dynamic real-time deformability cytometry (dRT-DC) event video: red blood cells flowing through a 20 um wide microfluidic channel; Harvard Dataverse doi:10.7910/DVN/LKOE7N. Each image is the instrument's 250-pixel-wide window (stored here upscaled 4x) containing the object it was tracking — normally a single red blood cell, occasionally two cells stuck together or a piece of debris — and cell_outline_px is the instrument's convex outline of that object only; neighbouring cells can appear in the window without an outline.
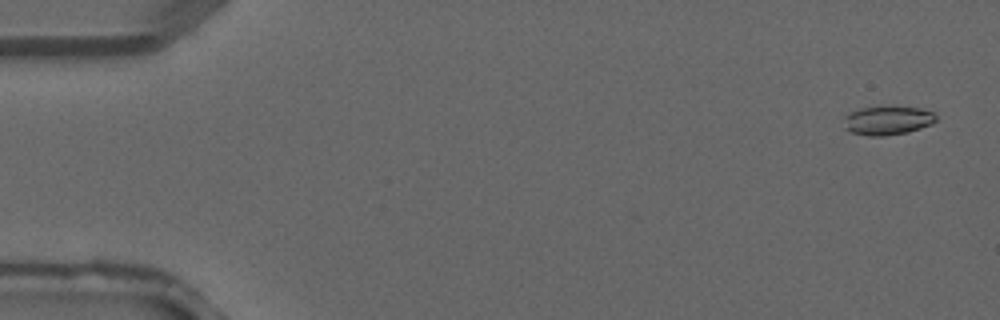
{"species": "common noctule bat (a hibernating species)", "species_latin": "Nyctalus noctula", "temperature_condition": "warm", "stored_images_in_passage": 4, "camera_frame_rate_fps": 3000, "um_per_image_px": 0.085, "animal": {"sex": "male", "forearm_length_mm": 52.5}, "frame": {"image": 1, "passage_image": 1, "time_ms": 0.0, "image_size_px": [1000, 320], "cell_outline_px": [[936, 120], [932, 124], [908, 132], [884, 136], [872, 136], [848, 132], [844, 116], [848, 112], [860, 108], [920, 108], [932, 112], [936, 116]], "centroid_in_image_um": [75.43, 10.26], "position_along_channel_um": 9.6, "area_um2": 15.09}}
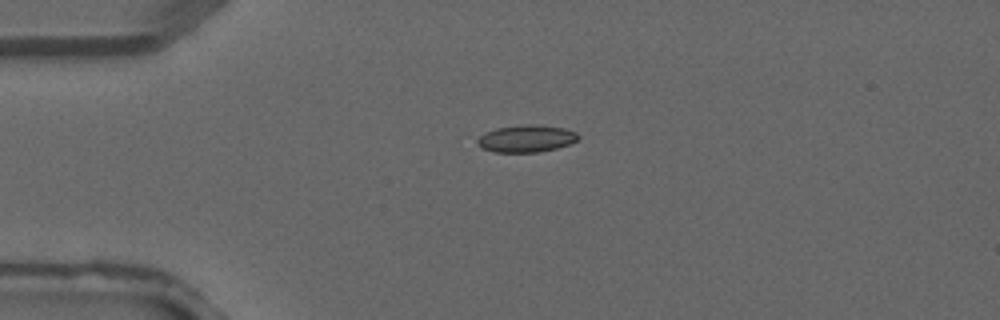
{"frame": {"image": 2, "passage_image": 2, "time_ms": 0.333, "image_size_px": [1000, 320], "cell_outline_px": [[580, 136], [576, 140], [568, 144], [556, 148], [536, 152], [496, 152], [484, 148], [476, 140], [484, 132], [496, 128], [524, 124], [536, 124], [564, 128], [576, 132]], "centroid_in_image_um": [44.74, 11.76], "position_along_channel_um": 40.3, "area_um2": 15.78}}